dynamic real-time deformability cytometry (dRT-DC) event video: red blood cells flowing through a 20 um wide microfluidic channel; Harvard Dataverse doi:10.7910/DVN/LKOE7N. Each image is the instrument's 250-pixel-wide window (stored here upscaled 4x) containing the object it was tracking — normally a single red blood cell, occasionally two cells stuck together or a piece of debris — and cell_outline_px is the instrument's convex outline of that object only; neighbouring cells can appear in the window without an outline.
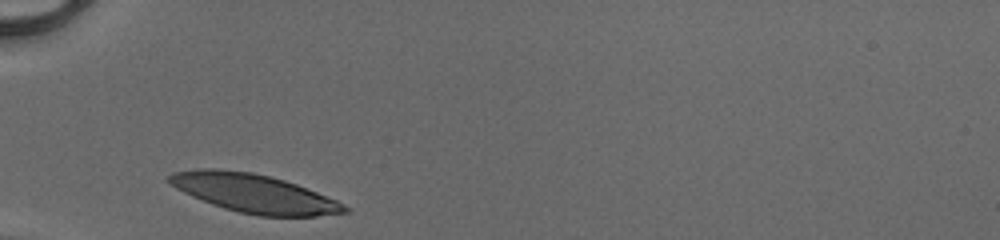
{"species": "human", "species_latin": "Homo sapiens", "temperature_condition": "cold", "stored_images_in_passage": 26, "camera_frame_rate_fps": 3000, "um_per_image_px": 0.085, "donor": {"sex": "male"}, "frame": {"image": 1, "passage_image": 1, "time_ms": 0.0, "image_size_px": [1000, 240], "cell_outline_px": [[348, 212], [316, 216], [260, 216], [240, 212], [224, 208], [212, 204], [192, 196], [176, 188], [168, 180], [168, 176], [172, 172], [200, 168], [216, 168], [252, 172], [284, 180], [296, 184], [336, 200], [348, 208]], "centroid_in_image_um": [21.56, 16.42], "position_along_channel_um": 63.4, "area_um2": 38.96}}
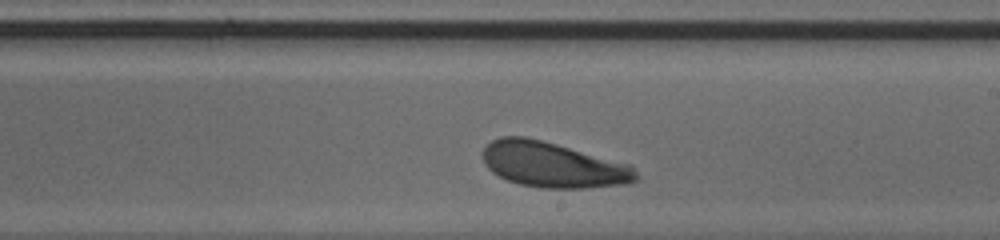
{"frame": {"image": 2, "passage_image": 15, "time_ms": 4.667, "image_size_px": [1000, 240], "cell_outline_px": [[640, 176], [636, 180], [628, 184], [588, 188], [540, 188], [520, 184], [508, 180], [492, 172], [484, 164], [484, 148], [492, 140], [500, 136], [524, 136], [556, 144], [632, 164]], "centroid_in_image_um": [47.06, 14.02], "position_along_channel_um": 241.9, "area_um2": 40.69}}
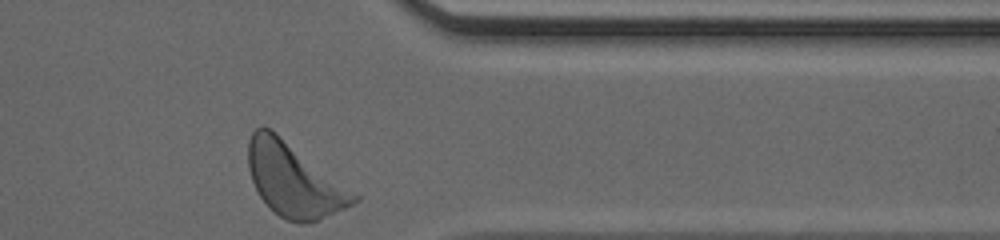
{"frame": {"image": 3, "passage_image": 26, "time_ms": 8.333, "image_size_px": [1000, 240], "cell_outline_px": [[360, 200], [344, 208], [316, 220], [304, 224], [300, 224], [288, 220], [280, 216], [260, 196], [252, 180], [248, 168], [248, 140], [252, 132], [256, 128], [272, 128], [360, 196]], "centroid_in_image_um": [24.98, 15.27], "position_along_channel_um": 386.4, "area_um2": 44.62}, "authors_computed_cell_mechanics": {"area_um2": 40.1132, "velocity_mm_per_s": 4.0648, "shape_relaxation_time_tau1_ms": 1.4703, "shape_relaxation_time_tau2_ms": null, "deformation_change_tau1": 0.1124, "deformation_change_tau2": null}}